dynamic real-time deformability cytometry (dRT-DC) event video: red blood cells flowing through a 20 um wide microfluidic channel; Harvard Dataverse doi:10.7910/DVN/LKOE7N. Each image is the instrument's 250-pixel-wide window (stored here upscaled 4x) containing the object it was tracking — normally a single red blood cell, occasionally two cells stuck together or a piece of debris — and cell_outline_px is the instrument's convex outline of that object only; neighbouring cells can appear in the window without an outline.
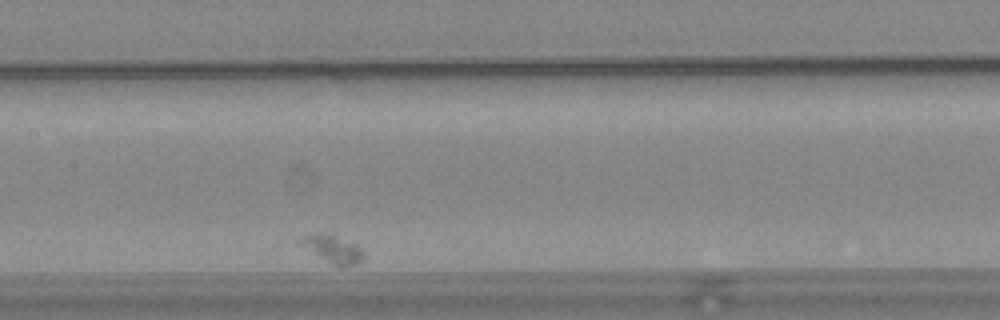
{"species": "common noctule bat (a hibernating species)", "species_latin": "Nyctalus noctula", "temperature_condition": "warm", "stored_images_in_passage": 36, "camera_frame_rate_fps": 3000, "um_per_image_px": 0.085, "animal": {"sex": "female", "body_mass_g": 24.6, "forearm_length_mm": 56.2}, "frame": {"image": 1, "passage_image": 15, "time_ms": 4.667, "image_size_px": [1000, 320], "cell_outline_px": [[364, 260], [348, 268], [340, 268], [300, 244], [300, 240], [304, 236], [312, 232], [332, 232], [356, 244], [364, 252]], "centroid_in_image_um": [28.36, 21.14], "position_along_channel_um": 179.0, "area_um2": 10.46}}
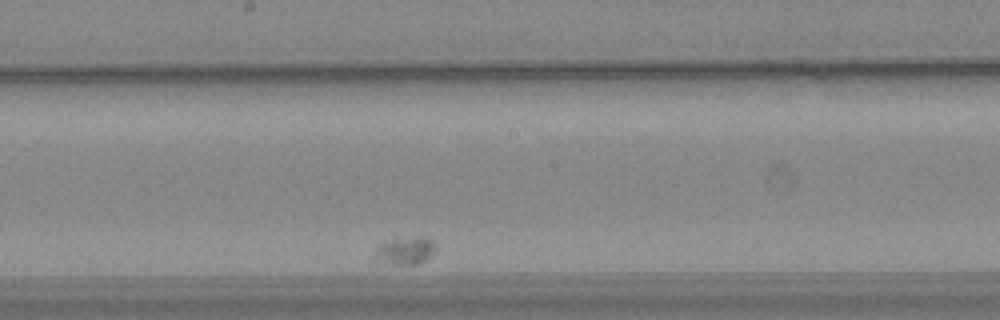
{"frame": {"image": 2, "passage_image": 19, "time_ms": 6.0, "image_size_px": [1000, 320], "cell_outline_px": [[436, 248], [428, 260], [420, 264], [392, 264], [372, 260], [376, 248], [380, 244], [392, 240], [416, 236], [424, 236], [432, 240], [436, 244]], "centroid_in_image_um": [34.46, 21.32], "position_along_channel_um": 213.7, "area_um2": 10.0}}
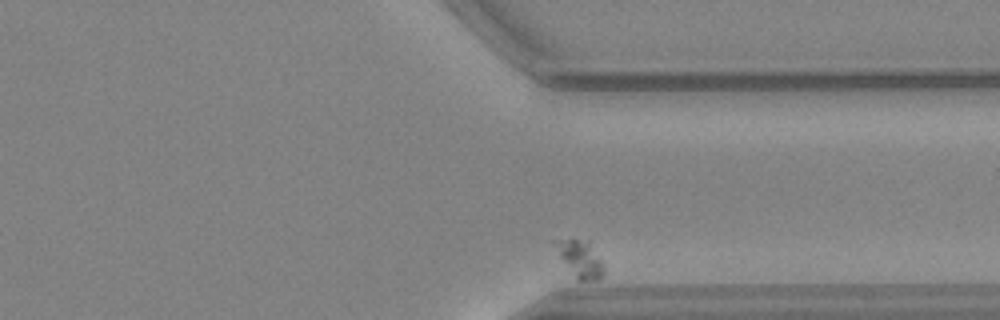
{"frame": {"image": 3, "passage_image": 36, "time_ms": 11.667, "image_size_px": [1000, 320], "cell_outline_px": [[604, 276], [600, 280], [576, 280], [560, 256], [552, 240], [572, 236], [588, 240], [600, 260], [604, 268]], "centroid_in_image_um": [49.3, 21.95], "position_along_channel_um": 362.1, "area_um2": 10.69}}